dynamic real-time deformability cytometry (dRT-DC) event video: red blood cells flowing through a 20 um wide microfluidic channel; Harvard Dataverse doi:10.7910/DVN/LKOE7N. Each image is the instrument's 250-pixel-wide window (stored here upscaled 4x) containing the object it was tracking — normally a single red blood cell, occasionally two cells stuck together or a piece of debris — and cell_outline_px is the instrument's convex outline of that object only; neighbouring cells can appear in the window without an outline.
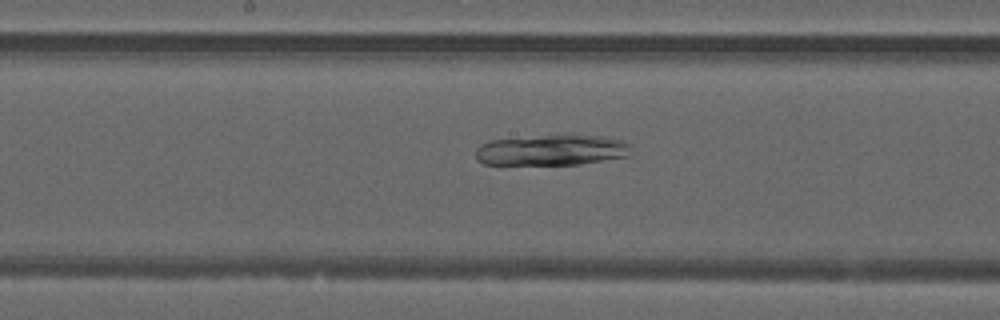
{"species": "common noctule bat (a hibernating species)", "species_latin": "Nyctalus noctula", "temperature_condition": "warm", "stored_images_in_passage": 33, "camera_frame_rate_fps": 3000, "um_per_image_px": 0.085, "animal": {"sex": "male", "forearm_length_mm": 52.5}, "frame": {"image": 1, "passage_image": 16, "time_ms": 5.0, "image_size_px": [1000, 320], "cell_outline_px": [[632, 156], [580, 164], [484, 164], [476, 156], [476, 148], [480, 144], [488, 140], [544, 136], [600, 136], [624, 140], [632, 144]], "centroid_in_image_um": [46.98, 12.77], "position_along_channel_um": 201.2, "area_um2": 27.69}}
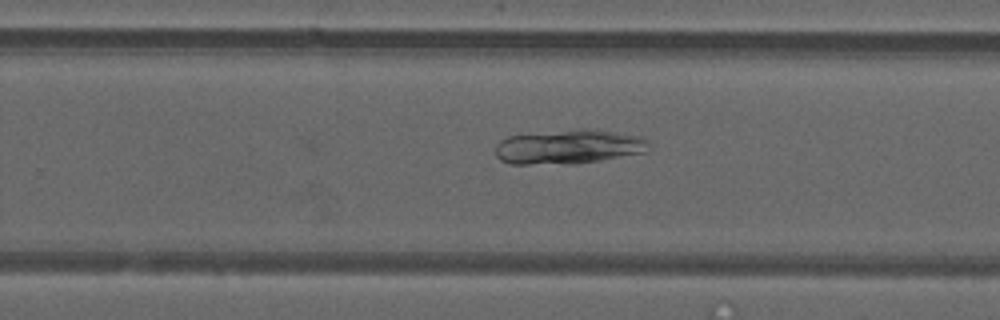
{"frame": {"image": 2, "passage_image": 22, "time_ms": 7.0, "image_size_px": [1000, 320], "cell_outline_px": [[648, 152], [572, 164], [512, 164], [500, 160], [496, 156], [496, 144], [500, 140], [508, 136], [564, 132], [612, 132], [644, 136], [648, 140]], "centroid_in_image_um": [48.33, 12.53], "position_along_channel_um": 281.5, "area_um2": 29.42}}
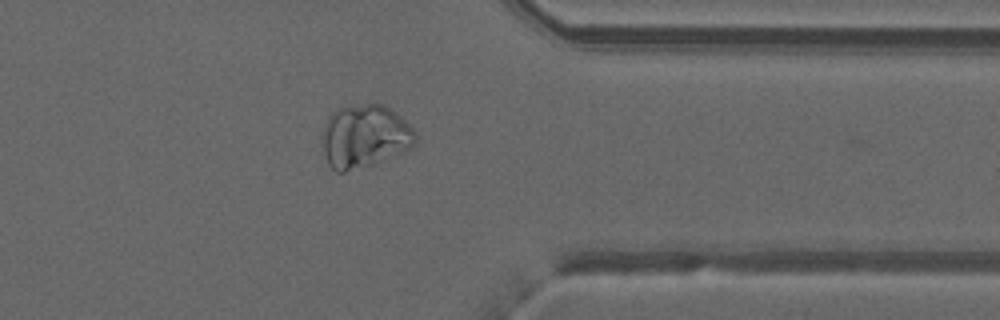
{"frame": {"image": 3, "passage_image": 30, "time_ms": 9.667, "image_size_px": [1000, 320], "cell_outline_px": [[416, 140], [408, 148], [400, 152], [372, 164], [344, 172], [336, 172], [328, 164], [320, 144], [320, 136], [328, 116], [332, 112], [348, 104], [380, 104], [388, 108], [400, 116], [416, 132]], "centroid_in_image_um": [30.91, 11.57], "position_along_channel_um": 380.5, "area_um2": 34.22}}